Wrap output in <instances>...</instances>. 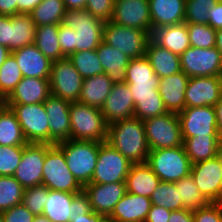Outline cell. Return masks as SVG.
<instances>
[{
    "mask_svg": "<svg viewBox=\"0 0 222 222\" xmlns=\"http://www.w3.org/2000/svg\"><path fill=\"white\" fill-rule=\"evenodd\" d=\"M221 161H222V149H221ZM221 203H222V181H221Z\"/></svg>",
    "mask_w": 222,
    "mask_h": 222,
    "instance_id": "obj_66",
    "label": "cell"
},
{
    "mask_svg": "<svg viewBox=\"0 0 222 222\" xmlns=\"http://www.w3.org/2000/svg\"><path fill=\"white\" fill-rule=\"evenodd\" d=\"M147 143L150 150L176 148L183 145L178 113L143 120Z\"/></svg>",
    "mask_w": 222,
    "mask_h": 222,
    "instance_id": "obj_7",
    "label": "cell"
},
{
    "mask_svg": "<svg viewBox=\"0 0 222 222\" xmlns=\"http://www.w3.org/2000/svg\"><path fill=\"white\" fill-rule=\"evenodd\" d=\"M160 182L146 162L132 164L125 180L126 191L150 198Z\"/></svg>",
    "mask_w": 222,
    "mask_h": 222,
    "instance_id": "obj_29",
    "label": "cell"
},
{
    "mask_svg": "<svg viewBox=\"0 0 222 222\" xmlns=\"http://www.w3.org/2000/svg\"><path fill=\"white\" fill-rule=\"evenodd\" d=\"M49 189L45 185H38L24 190L23 204L34 215L43 214V208Z\"/></svg>",
    "mask_w": 222,
    "mask_h": 222,
    "instance_id": "obj_46",
    "label": "cell"
},
{
    "mask_svg": "<svg viewBox=\"0 0 222 222\" xmlns=\"http://www.w3.org/2000/svg\"><path fill=\"white\" fill-rule=\"evenodd\" d=\"M151 38L161 47L179 56L190 47L189 34L185 22L155 29L151 34Z\"/></svg>",
    "mask_w": 222,
    "mask_h": 222,
    "instance_id": "obj_30",
    "label": "cell"
},
{
    "mask_svg": "<svg viewBox=\"0 0 222 222\" xmlns=\"http://www.w3.org/2000/svg\"><path fill=\"white\" fill-rule=\"evenodd\" d=\"M24 190L13 176H0V212L22 204Z\"/></svg>",
    "mask_w": 222,
    "mask_h": 222,
    "instance_id": "obj_41",
    "label": "cell"
},
{
    "mask_svg": "<svg viewBox=\"0 0 222 222\" xmlns=\"http://www.w3.org/2000/svg\"><path fill=\"white\" fill-rule=\"evenodd\" d=\"M219 0H185L186 24H209V10Z\"/></svg>",
    "mask_w": 222,
    "mask_h": 222,
    "instance_id": "obj_43",
    "label": "cell"
},
{
    "mask_svg": "<svg viewBox=\"0 0 222 222\" xmlns=\"http://www.w3.org/2000/svg\"><path fill=\"white\" fill-rule=\"evenodd\" d=\"M66 10L63 0H43L30 12V15L37 27L59 25L64 21Z\"/></svg>",
    "mask_w": 222,
    "mask_h": 222,
    "instance_id": "obj_37",
    "label": "cell"
},
{
    "mask_svg": "<svg viewBox=\"0 0 222 222\" xmlns=\"http://www.w3.org/2000/svg\"><path fill=\"white\" fill-rule=\"evenodd\" d=\"M18 0H0V15L13 16L17 14Z\"/></svg>",
    "mask_w": 222,
    "mask_h": 222,
    "instance_id": "obj_58",
    "label": "cell"
},
{
    "mask_svg": "<svg viewBox=\"0 0 222 222\" xmlns=\"http://www.w3.org/2000/svg\"><path fill=\"white\" fill-rule=\"evenodd\" d=\"M43 103L49 119V144L71 139V102L51 94Z\"/></svg>",
    "mask_w": 222,
    "mask_h": 222,
    "instance_id": "obj_19",
    "label": "cell"
},
{
    "mask_svg": "<svg viewBox=\"0 0 222 222\" xmlns=\"http://www.w3.org/2000/svg\"><path fill=\"white\" fill-rule=\"evenodd\" d=\"M67 10L85 9L87 0H63Z\"/></svg>",
    "mask_w": 222,
    "mask_h": 222,
    "instance_id": "obj_60",
    "label": "cell"
},
{
    "mask_svg": "<svg viewBox=\"0 0 222 222\" xmlns=\"http://www.w3.org/2000/svg\"><path fill=\"white\" fill-rule=\"evenodd\" d=\"M6 106L15 112L28 143L49 144V119L43 102Z\"/></svg>",
    "mask_w": 222,
    "mask_h": 222,
    "instance_id": "obj_11",
    "label": "cell"
},
{
    "mask_svg": "<svg viewBox=\"0 0 222 222\" xmlns=\"http://www.w3.org/2000/svg\"><path fill=\"white\" fill-rule=\"evenodd\" d=\"M150 200L152 205L171 211L185 209L182 200L179 199V190L176 189L175 183L161 181L151 194Z\"/></svg>",
    "mask_w": 222,
    "mask_h": 222,
    "instance_id": "obj_42",
    "label": "cell"
},
{
    "mask_svg": "<svg viewBox=\"0 0 222 222\" xmlns=\"http://www.w3.org/2000/svg\"><path fill=\"white\" fill-rule=\"evenodd\" d=\"M190 46L197 48H212L216 45V29L209 24H186Z\"/></svg>",
    "mask_w": 222,
    "mask_h": 222,
    "instance_id": "obj_44",
    "label": "cell"
},
{
    "mask_svg": "<svg viewBox=\"0 0 222 222\" xmlns=\"http://www.w3.org/2000/svg\"><path fill=\"white\" fill-rule=\"evenodd\" d=\"M113 84L105 73L85 78L78 101L101 109L112 90Z\"/></svg>",
    "mask_w": 222,
    "mask_h": 222,
    "instance_id": "obj_31",
    "label": "cell"
},
{
    "mask_svg": "<svg viewBox=\"0 0 222 222\" xmlns=\"http://www.w3.org/2000/svg\"><path fill=\"white\" fill-rule=\"evenodd\" d=\"M24 146L0 145V176H13L18 167Z\"/></svg>",
    "mask_w": 222,
    "mask_h": 222,
    "instance_id": "obj_45",
    "label": "cell"
},
{
    "mask_svg": "<svg viewBox=\"0 0 222 222\" xmlns=\"http://www.w3.org/2000/svg\"><path fill=\"white\" fill-rule=\"evenodd\" d=\"M23 78L19 65L11 53L0 67V101L3 102Z\"/></svg>",
    "mask_w": 222,
    "mask_h": 222,
    "instance_id": "obj_39",
    "label": "cell"
},
{
    "mask_svg": "<svg viewBox=\"0 0 222 222\" xmlns=\"http://www.w3.org/2000/svg\"><path fill=\"white\" fill-rule=\"evenodd\" d=\"M0 44L10 50V16L0 15Z\"/></svg>",
    "mask_w": 222,
    "mask_h": 222,
    "instance_id": "obj_54",
    "label": "cell"
},
{
    "mask_svg": "<svg viewBox=\"0 0 222 222\" xmlns=\"http://www.w3.org/2000/svg\"><path fill=\"white\" fill-rule=\"evenodd\" d=\"M0 222H4L1 212H0Z\"/></svg>",
    "mask_w": 222,
    "mask_h": 222,
    "instance_id": "obj_67",
    "label": "cell"
},
{
    "mask_svg": "<svg viewBox=\"0 0 222 222\" xmlns=\"http://www.w3.org/2000/svg\"><path fill=\"white\" fill-rule=\"evenodd\" d=\"M96 222H116V221L110 216H100Z\"/></svg>",
    "mask_w": 222,
    "mask_h": 222,
    "instance_id": "obj_64",
    "label": "cell"
},
{
    "mask_svg": "<svg viewBox=\"0 0 222 222\" xmlns=\"http://www.w3.org/2000/svg\"><path fill=\"white\" fill-rule=\"evenodd\" d=\"M56 145L63 151L75 179L82 186L90 183L99 154V142L69 139Z\"/></svg>",
    "mask_w": 222,
    "mask_h": 222,
    "instance_id": "obj_2",
    "label": "cell"
},
{
    "mask_svg": "<svg viewBox=\"0 0 222 222\" xmlns=\"http://www.w3.org/2000/svg\"><path fill=\"white\" fill-rule=\"evenodd\" d=\"M33 222H51L48 218L43 215L35 216Z\"/></svg>",
    "mask_w": 222,
    "mask_h": 222,
    "instance_id": "obj_65",
    "label": "cell"
},
{
    "mask_svg": "<svg viewBox=\"0 0 222 222\" xmlns=\"http://www.w3.org/2000/svg\"><path fill=\"white\" fill-rule=\"evenodd\" d=\"M1 214L4 222H33L35 218L23 203L3 211Z\"/></svg>",
    "mask_w": 222,
    "mask_h": 222,
    "instance_id": "obj_50",
    "label": "cell"
},
{
    "mask_svg": "<svg viewBox=\"0 0 222 222\" xmlns=\"http://www.w3.org/2000/svg\"><path fill=\"white\" fill-rule=\"evenodd\" d=\"M115 0H87L85 9L104 22L110 21L113 15Z\"/></svg>",
    "mask_w": 222,
    "mask_h": 222,
    "instance_id": "obj_49",
    "label": "cell"
},
{
    "mask_svg": "<svg viewBox=\"0 0 222 222\" xmlns=\"http://www.w3.org/2000/svg\"><path fill=\"white\" fill-rule=\"evenodd\" d=\"M28 142L15 112L3 102L0 103V145L25 146Z\"/></svg>",
    "mask_w": 222,
    "mask_h": 222,
    "instance_id": "obj_34",
    "label": "cell"
},
{
    "mask_svg": "<svg viewBox=\"0 0 222 222\" xmlns=\"http://www.w3.org/2000/svg\"><path fill=\"white\" fill-rule=\"evenodd\" d=\"M183 71L159 80V93L168 112L179 113L185 108V91L189 80Z\"/></svg>",
    "mask_w": 222,
    "mask_h": 222,
    "instance_id": "obj_24",
    "label": "cell"
},
{
    "mask_svg": "<svg viewBox=\"0 0 222 222\" xmlns=\"http://www.w3.org/2000/svg\"><path fill=\"white\" fill-rule=\"evenodd\" d=\"M151 35L145 30L121 26L111 21L105 22L103 41L126 54L130 59L145 56Z\"/></svg>",
    "mask_w": 222,
    "mask_h": 222,
    "instance_id": "obj_8",
    "label": "cell"
},
{
    "mask_svg": "<svg viewBox=\"0 0 222 222\" xmlns=\"http://www.w3.org/2000/svg\"><path fill=\"white\" fill-rule=\"evenodd\" d=\"M175 186L179 190V199L182 200V204L186 209L196 210L210 203L201 194L191 175L176 181Z\"/></svg>",
    "mask_w": 222,
    "mask_h": 222,
    "instance_id": "obj_38",
    "label": "cell"
},
{
    "mask_svg": "<svg viewBox=\"0 0 222 222\" xmlns=\"http://www.w3.org/2000/svg\"><path fill=\"white\" fill-rule=\"evenodd\" d=\"M183 146L189 160L195 164L219 155L222 149V138L220 136L183 138Z\"/></svg>",
    "mask_w": 222,
    "mask_h": 222,
    "instance_id": "obj_32",
    "label": "cell"
},
{
    "mask_svg": "<svg viewBox=\"0 0 222 222\" xmlns=\"http://www.w3.org/2000/svg\"><path fill=\"white\" fill-rule=\"evenodd\" d=\"M169 222H193V212L186 208L171 211Z\"/></svg>",
    "mask_w": 222,
    "mask_h": 222,
    "instance_id": "obj_56",
    "label": "cell"
},
{
    "mask_svg": "<svg viewBox=\"0 0 222 222\" xmlns=\"http://www.w3.org/2000/svg\"><path fill=\"white\" fill-rule=\"evenodd\" d=\"M209 25L213 29L222 28V0H219L216 5H214L209 10Z\"/></svg>",
    "mask_w": 222,
    "mask_h": 222,
    "instance_id": "obj_55",
    "label": "cell"
},
{
    "mask_svg": "<svg viewBox=\"0 0 222 222\" xmlns=\"http://www.w3.org/2000/svg\"><path fill=\"white\" fill-rule=\"evenodd\" d=\"M162 182L175 183L190 175L192 163L184 146L150 150L146 162Z\"/></svg>",
    "mask_w": 222,
    "mask_h": 222,
    "instance_id": "obj_4",
    "label": "cell"
},
{
    "mask_svg": "<svg viewBox=\"0 0 222 222\" xmlns=\"http://www.w3.org/2000/svg\"><path fill=\"white\" fill-rule=\"evenodd\" d=\"M159 80L155 74L151 79L126 82L134 100V117L143 121L168 113L159 93Z\"/></svg>",
    "mask_w": 222,
    "mask_h": 222,
    "instance_id": "obj_9",
    "label": "cell"
},
{
    "mask_svg": "<svg viewBox=\"0 0 222 222\" xmlns=\"http://www.w3.org/2000/svg\"><path fill=\"white\" fill-rule=\"evenodd\" d=\"M182 71L191 77L222 76V56L216 47L190 46L180 55Z\"/></svg>",
    "mask_w": 222,
    "mask_h": 222,
    "instance_id": "obj_13",
    "label": "cell"
},
{
    "mask_svg": "<svg viewBox=\"0 0 222 222\" xmlns=\"http://www.w3.org/2000/svg\"><path fill=\"white\" fill-rule=\"evenodd\" d=\"M43 0H18L17 14H30Z\"/></svg>",
    "mask_w": 222,
    "mask_h": 222,
    "instance_id": "obj_57",
    "label": "cell"
},
{
    "mask_svg": "<svg viewBox=\"0 0 222 222\" xmlns=\"http://www.w3.org/2000/svg\"><path fill=\"white\" fill-rule=\"evenodd\" d=\"M190 175L201 194L212 203H221L222 161L219 155L192 164Z\"/></svg>",
    "mask_w": 222,
    "mask_h": 222,
    "instance_id": "obj_15",
    "label": "cell"
},
{
    "mask_svg": "<svg viewBox=\"0 0 222 222\" xmlns=\"http://www.w3.org/2000/svg\"><path fill=\"white\" fill-rule=\"evenodd\" d=\"M101 111L107 125L134 117V100L126 82L113 84Z\"/></svg>",
    "mask_w": 222,
    "mask_h": 222,
    "instance_id": "obj_21",
    "label": "cell"
},
{
    "mask_svg": "<svg viewBox=\"0 0 222 222\" xmlns=\"http://www.w3.org/2000/svg\"><path fill=\"white\" fill-rule=\"evenodd\" d=\"M152 32L164 26L184 22L185 0H148Z\"/></svg>",
    "mask_w": 222,
    "mask_h": 222,
    "instance_id": "obj_26",
    "label": "cell"
},
{
    "mask_svg": "<svg viewBox=\"0 0 222 222\" xmlns=\"http://www.w3.org/2000/svg\"><path fill=\"white\" fill-rule=\"evenodd\" d=\"M23 77L49 79L52 61L34 45L24 46L11 52Z\"/></svg>",
    "mask_w": 222,
    "mask_h": 222,
    "instance_id": "obj_23",
    "label": "cell"
},
{
    "mask_svg": "<svg viewBox=\"0 0 222 222\" xmlns=\"http://www.w3.org/2000/svg\"><path fill=\"white\" fill-rule=\"evenodd\" d=\"M48 144L28 143L13 177L24 189L42 185L43 167Z\"/></svg>",
    "mask_w": 222,
    "mask_h": 222,
    "instance_id": "obj_16",
    "label": "cell"
},
{
    "mask_svg": "<svg viewBox=\"0 0 222 222\" xmlns=\"http://www.w3.org/2000/svg\"><path fill=\"white\" fill-rule=\"evenodd\" d=\"M178 118L182 138L219 136L214 106L185 107Z\"/></svg>",
    "mask_w": 222,
    "mask_h": 222,
    "instance_id": "obj_14",
    "label": "cell"
},
{
    "mask_svg": "<svg viewBox=\"0 0 222 222\" xmlns=\"http://www.w3.org/2000/svg\"><path fill=\"white\" fill-rule=\"evenodd\" d=\"M132 164L109 143L99 142L96 167L91 182L88 184L125 182Z\"/></svg>",
    "mask_w": 222,
    "mask_h": 222,
    "instance_id": "obj_10",
    "label": "cell"
},
{
    "mask_svg": "<svg viewBox=\"0 0 222 222\" xmlns=\"http://www.w3.org/2000/svg\"><path fill=\"white\" fill-rule=\"evenodd\" d=\"M171 210L161 206L151 205L145 222H169Z\"/></svg>",
    "mask_w": 222,
    "mask_h": 222,
    "instance_id": "obj_53",
    "label": "cell"
},
{
    "mask_svg": "<svg viewBox=\"0 0 222 222\" xmlns=\"http://www.w3.org/2000/svg\"><path fill=\"white\" fill-rule=\"evenodd\" d=\"M92 211L88 196L84 191L76 194L72 199V213L73 215L82 213L88 214Z\"/></svg>",
    "mask_w": 222,
    "mask_h": 222,
    "instance_id": "obj_52",
    "label": "cell"
},
{
    "mask_svg": "<svg viewBox=\"0 0 222 222\" xmlns=\"http://www.w3.org/2000/svg\"><path fill=\"white\" fill-rule=\"evenodd\" d=\"M42 185H45L48 189L74 194L83 191V186L70 172L63 151L56 144H48Z\"/></svg>",
    "mask_w": 222,
    "mask_h": 222,
    "instance_id": "obj_6",
    "label": "cell"
},
{
    "mask_svg": "<svg viewBox=\"0 0 222 222\" xmlns=\"http://www.w3.org/2000/svg\"><path fill=\"white\" fill-rule=\"evenodd\" d=\"M49 83L52 95L69 102L79 100L83 78L69 58L52 62Z\"/></svg>",
    "mask_w": 222,
    "mask_h": 222,
    "instance_id": "obj_12",
    "label": "cell"
},
{
    "mask_svg": "<svg viewBox=\"0 0 222 222\" xmlns=\"http://www.w3.org/2000/svg\"><path fill=\"white\" fill-rule=\"evenodd\" d=\"M145 57L159 78L177 74L182 71L180 56L158 45L152 38L146 46Z\"/></svg>",
    "mask_w": 222,
    "mask_h": 222,
    "instance_id": "obj_27",
    "label": "cell"
},
{
    "mask_svg": "<svg viewBox=\"0 0 222 222\" xmlns=\"http://www.w3.org/2000/svg\"><path fill=\"white\" fill-rule=\"evenodd\" d=\"M76 194L49 189L43 208V216L51 222H70L72 199Z\"/></svg>",
    "mask_w": 222,
    "mask_h": 222,
    "instance_id": "obj_33",
    "label": "cell"
},
{
    "mask_svg": "<svg viewBox=\"0 0 222 222\" xmlns=\"http://www.w3.org/2000/svg\"><path fill=\"white\" fill-rule=\"evenodd\" d=\"M217 118V131L222 138V97L219 102L214 106Z\"/></svg>",
    "mask_w": 222,
    "mask_h": 222,
    "instance_id": "obj_61",
    "label": "cell"
},
{
    "mask_svg": "<svg viewBox=\"0 0 222 222\" xmlns=\"http://www.w3.org/2000/svg\"><path fill=\"white\" fill-rule=\"evenodd\" d=\"M58 31L57 24L38 26L34 38V45L52 62L66 58L62 54Z\"/></svg>",
    "mask_w": 222,
    "mask_h": 222,
    "instance_id": "obj_36",
    "label": "cell"
},
{
    "mask_svg": "<svg viewBox=\"0 0 222 222\" xmlns=\"http://www.w3.org/2000/svg\"><path fill=\"white\" fill-rule=\"evenodd\" d=\"M100 215L91 211L88 214L78 213L71 217L70 222H96Z\"/></svg>",
    "mask_w": 222,
    "mask_h": 222,
    "instance_id": "obj_59",
    "label": "cell"
},
{
    "mask_svg": "<svg viewBox=\"0 0 222 222\" xmlns=\"http://www.w3.org/2000/svg\"><path fill=\"white\" fill-rule=\"evenodd\" d=\"M192 212L193 222H222V203L210 202Z\"/></svg>",
    "mask_w": 222,
    "mask_h": 222,
    "instance_id": "obj_48",
    "label": "cell"
},
{
    "mask_svg": "<svg viewBox=\"0 0 222 222\" xmlns=\"http://www.w3.org/2000/svg\"><path fill=\"white\" fill-rule=\"evenodd\" d=\"M74 33L75 30L66 26L64 23L59 24V43L62 54L67 58L74 53Z\"/></svg>",
    "mask_w": 222,
    "mask_h": 222,
    "instance_id": "obj_51",
    "label": "cell"
},
{
    "mask_svg": "<svg viewBox=\"0 0 222 222\" xmlns=\"http://www.w3.org/2000/svg\"><path fill=\"white\" fill-rule=\"evenodd\" d=\"M104 73L115 83H124L130 58L117 48L100 43L96 49Z\"/></svg>",
    "mask_w": 222,
    "mask_h": 222,
    "instance_id": "obj_28",
    "label": "cell"
},
{
    "mask_svg": "<svg viewBox=\"0 0 222 222\" xmlns=\"http://www.w3.org/2000/svg\"><path fill=\"white\" fill-rule=\"evenodd\" d=\"M215 47L221 53L222 56V28L216 29V45Z\"/></svg>",
    "mask_w": 222,
    "mask_h": 222,
    "instance_id": "obj_63",
    "label": "cell"
},
{
    "mask_svg": "<svg viewBox=\"0 0 222 222\" xmlns=\"http://www.w3.org/2000/svg\"><path fill=\"white\" fill-rule=\"evenodd\" d=\"M155 75L148 59L141 58L130 59L127 65L125 82H134V80L151 79Z\"/></svg>",
    "mask_w": 222,
    "mask_h": 222,
    "instance_id": "obj_47",
    "label": "cell"
},
{
    "mask_svg": "<svg viewBox=\"0 0 222 222\" xmlns=\"http://www.w3.org/2000/svg\"><path fill=\"white\" fill-rule=\"evenodd\" d=\"M68 58L83 79L104 73L96 49L78 51Z\"/></svg>",
    "mask_w": 222,
    "mask_h": 222,
    "instance_id": "obj_40",
    "label": "cell"
},
{
    "mask_svg": "<svg viewBox=\"0 0 222 222\" xmlns=\"http://www.w3.org/2000/svg\"><path fill=\"white\" fill-rule=\"evenodd\" d=\"M106 142L133 164L147 162L150 149L144 123L136 117L108 125Z\"/></svg>",
    "mask_w": 222,
    "mask_h": 222,
    "instance_id": "obj_1",
    "label": "cell"
},
{
    "mask_svg": "<svg viewBox=\"0 0 222 222\" xmlns=\"http://www.w3.org/2000/svg\"><path fill=\"white\" fill-rule=\"evenodd\" d=\"M50 95L49 79L23 77L3 103L5 105L37 104L44 102Z\"/></svg>",
    "mask_w": 222,
    "mask_h": 222,
    "instance_id": "obj_22",
    "label": "cell"
},
{
    "mask_svg": "<svg viewBox=\"0 0 222 222\" xmlns=\"http://www.w3.org/2000/svg\"><path fill=\"white\" fill-rule=\"evenodd\" d=\"M71 139L105 142L108 125L99 108L79 101L70 104Z\"/></svg>",
    "mask_w": 222,
    "mask_h": 222,
    "instance_id": "obj_3",
    "label": "cell"
},
{
    "mask_svg": "<svg viewBox=\"0 0 222 222\" xmlns=\"http://www.w3.org/2000/svg\"><path fill=\"white\" fill-rule=\"evenodd\" d=\"M63 23L75 30L74 53L95 50L103 41L105 22L86 9L66 10Z\"/></svg>",
    "mask_w": 222,
    "mask_h": 222,
    "instance_id": "obj_5",
    "label": "cell"
},
{
    "mask_svg": "<svg viewBox=\"0 0 222 222\" xmlns=\"http://www.w3.org/2000/svg\"><path fill=\"white\" fill-rule=\"evenodd\" d=\"M111 22L152 34L148 0H115Z\"/></svg>",
    "mask_w": 222,
    "mask_h": 222,
    "instance_id": "obj_17",
    "label": "cell"
},
{
    "mask_svg": "<svg viewBox=\"0 0 222 222\" xmlns=\"http://www.w3.org/2000/svg\"><path fill=\"white\" fill-rule=\"evenodd\" d=\"M11 54V51L0 44V67L3 65L7 57Z\"/></svg>",
    "mask_w": 222,
    "mask_h": 222,
    "instance_id": "obj_62",
    "label": "cell"
},
{
    "mask_svg": "<svg viewBox=\"0 0 222 222\" xmlns=\"http://www.w3.org/2000/svg\"><path fill=\"white\" fill-rule=\"evenodd\" d=\"M36 28L30 14L10 16V51L34 44Z\"/></svg>",
    "mask_w": 222,
    "mask_h": 222,
    "instance_id": "obj_35",
    "label": "cell"
},
{
    "mask_svg": "<svg viewBox=\"0 0 222 222\" xmlns=\"http://www.w3.org/2000/svg\"><path fill=\"white\" fill-rule=\"evenodd\" d=\"M84 193L88 196L93 212L110 216L117 202L126 194V183L86 184Z\"/></svg>",
    "mask_w": 222,
    "mask_h": 222,
    "instance_id": "obj_20",
    "label": "cell"
},
{
    "mask_svg": "<svg viewBox=\"0 0 222 222\" xmlns=\"http://www.w3.org/2000/svg\"><path fill=\"white\" fill-rule=\"evenodd\" d=\"M222 97V76L191 77L185 91V107L215 106Z\"/></svg>",
    "mask_w": 222,
    "mask_h": 222,
    "instance_id": "obj_18",
    "label": "cell"
},
{
    "mask_svg": "<svg viewBox=\"0 0 222 222\" xmlns=\"http://www.w3.org/2000/svg\"><path fill=\"white\" fill-rule=\"evenodd\" d=\"M151 205L149 197L126 192L115 205L110 217L116 222H145Z\"/></svg>",
    "mask_w": 222,
    "mask_h": 222,
    "instance_id": "obj_25",
    "label": "cell"
}]
</instances>
